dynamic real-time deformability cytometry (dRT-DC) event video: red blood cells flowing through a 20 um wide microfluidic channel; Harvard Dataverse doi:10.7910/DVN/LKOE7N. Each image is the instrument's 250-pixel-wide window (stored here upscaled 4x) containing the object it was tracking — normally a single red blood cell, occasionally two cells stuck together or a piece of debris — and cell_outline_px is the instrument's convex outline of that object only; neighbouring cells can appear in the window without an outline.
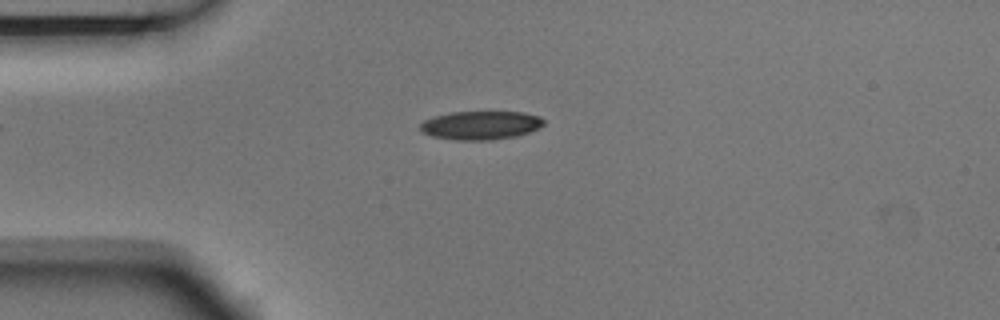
{"species": "Egyptian fruit bat (a non-hibernating species)", "species_latin": "Rousettus aegyptiacus", "temperature_condition": "room temperature", "stored_images_in_passage": 4, "camera_frame_rate_fps": 3000, "um_per_image_px": 0.085, "animal": {"sex": "male"}, "frame": {"image": 1, "passage_image": 4, "time_ms": 1.0, "image_size_px": [1000, 320], "cell_outline_px": [[544, 124], [540, 128], [516, 136], [492, 140], [456, 140], [432, 136], [424, 132], [420, 128], [420, 124], [424, 120], [432, 116], [452, 112], [520, 112], [540, 116], [544, 120]], "centroid_in_image_um": [40.86, 10.64], "position_along_channel_um": 44.1, "area_um2": 20.58}}